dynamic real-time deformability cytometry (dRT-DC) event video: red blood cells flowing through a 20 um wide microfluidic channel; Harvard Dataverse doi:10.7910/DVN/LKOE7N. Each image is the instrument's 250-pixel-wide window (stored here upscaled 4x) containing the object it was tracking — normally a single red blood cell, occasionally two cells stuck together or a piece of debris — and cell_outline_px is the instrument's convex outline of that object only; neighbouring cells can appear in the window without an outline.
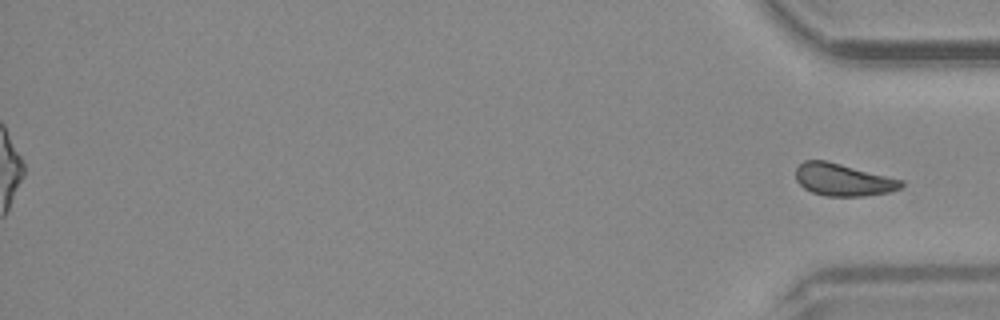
{"species": "common noctule bat (a hibernating species)", "species_latin": "Nyctalus noctula", "temperature_condition": "warm", "stored_images_in_passage": 52, "segment_of_instrument_passage": [2, 2], "camera_frame_rate_fps": 3000, "um_per_image_px": 0.085, "animal": {"sex": "male", "body_mass_g": 20.4}, "frame": {"image": 1, "passage_image": 52, "time_ms": 17.0, "image_size_px": [1000, 320], "cell_outline_px": [[904, 184], [900, 188], [888, 192], [864, 196], [824, 196], [812, 192], [804, 188], [796, 180], [796, 168], [804, 160], [828, 160], [904, 180]], "centroid_in_image_um": [71.66, 15.27], "position_along_channel_um": 363.5, "area_um2": 20.0}}